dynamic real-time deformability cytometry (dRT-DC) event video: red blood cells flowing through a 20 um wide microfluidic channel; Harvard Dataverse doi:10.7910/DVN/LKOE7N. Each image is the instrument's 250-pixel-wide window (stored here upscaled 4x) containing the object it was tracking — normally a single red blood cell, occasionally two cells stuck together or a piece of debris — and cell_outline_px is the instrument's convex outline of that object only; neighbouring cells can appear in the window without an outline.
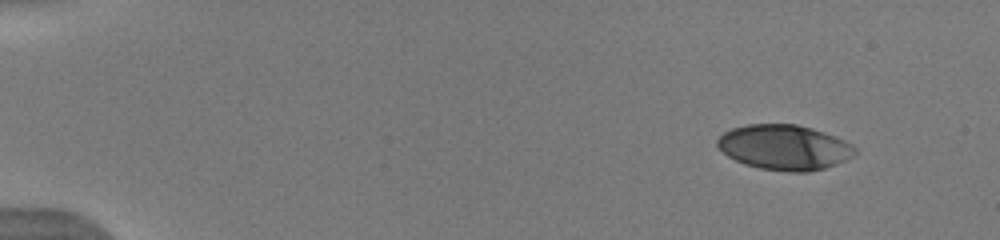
{"species": "human", "species_latin": "Homo sapiens", "temperature_condition": "warm", "stored_images_in_passage": 48, "camera_frame_rate_fps": 3000, "um_per_image_px": 0.085, "donor": {"sex": "male"}, "frame": {"image": 1, "passage_image": 1, "time_ms": 0.0, "image_size_px": [1000, 240], "cell_outline_px": [[856, 152], [844, 160], [836, 164], [824, 168], [808, 172], [788, 172], [760, 168], [744, 164], [728, 156], [716, 144], [716, 140], [724, 132], [732, 128], [748, 124], [796, 124], [812, 128], [836, 136], [852, 144], [856, 148]], "centroid_in_image_um": [66.67, 12.52], "position_along_channel_um": 18.3, "area_um2": 36.07}}
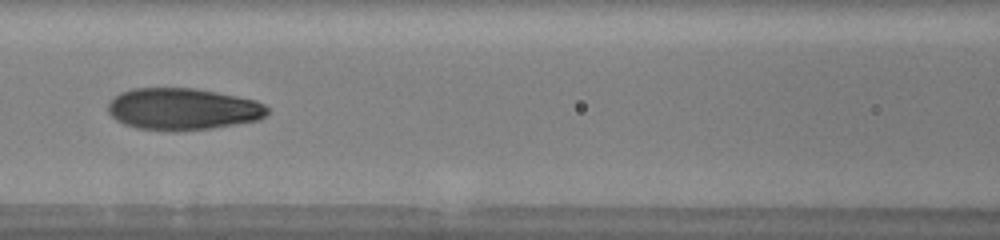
{"frame": {"image": 2, "passage_image": 21, "time_ms": 6.667, "image_size_px": [1000, 240], "cell_outline_px": [[268, 112], [260, 120], [212, 128], [176, 132], [172, 132], [136, 128], [124, 124], [116, 120], [108, 112], [108, 104], [120, 92], [132, 88], [196, 88], [256, 100], [264, 104], [268, 108]], "centroid_in_image_um": [15.53, 9.28], "position_along_channel_um": 151.1, "area_um2": 39.13}}
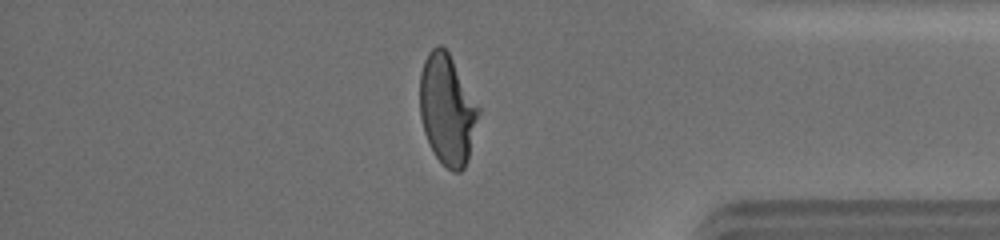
{"frame": {"image": 3, "passage_image": 41, "time_ms": 13.333, "image_size_px": [1000, 240], "cell_outline_px": [[480, 112], [468, 156], [464, 168], [460, 172], [452, 172], [436, 156], [424, 132], [420, 116], [420, 72], [424, 60], [428, 52], [436, 44], [440, 44], [448, 52], [480, 108]], "centroid_in_image_um": [38.0, 9.28], "position_along_channel_um": 397.2, "area_um2": 37.34}, "authors_computed_cell_mechanics": {"area_um2": 37.6567, "velocity_mm_per_s": 3.9576, "shape_relaxation_time_tau1_ms": 3.8357, "shape_relaxation_time_tau2_ms": 1.1275, "deformation_change_tau1": 0.1979, "deformation_change_tau2": 0.0706}}